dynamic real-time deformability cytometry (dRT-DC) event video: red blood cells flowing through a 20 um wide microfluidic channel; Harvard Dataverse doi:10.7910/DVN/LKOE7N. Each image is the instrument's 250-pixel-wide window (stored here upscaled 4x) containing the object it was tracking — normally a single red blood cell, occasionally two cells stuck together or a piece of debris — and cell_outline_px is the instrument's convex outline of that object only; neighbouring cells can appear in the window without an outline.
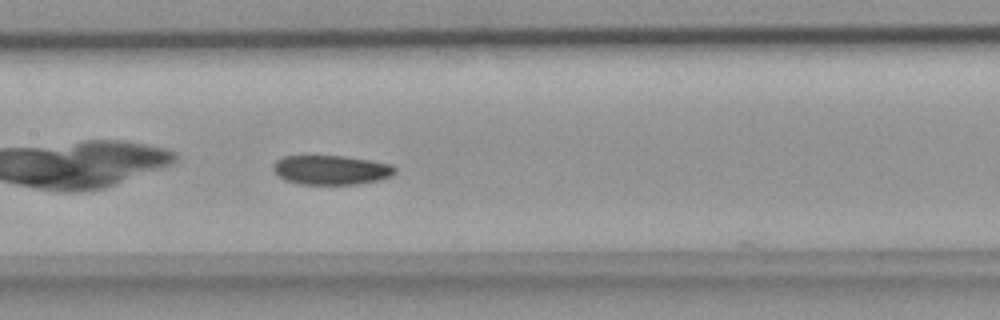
{"species": "common noctule bat (a hibernating species)", "species_latin": "Nyctalus noctula", "temperature_condition": "room temperature", "stored_images_in_passage": 44, "segment_of_instrument_passage": [1, 2], "camera_frame_rate_fps": 3000, "um_per_image_px": 0.085, "animal": {"sex": "female", "body_mass_g": 18.4}, "frame": {"image": 1, "passage_image": 21, "time_ms": 6.667, "image_size_px": [1000, 320], "cell_outline_px": [[396, 172], [392, 176], [376, 180], [356, 184], [300, 184], [284, 180], [272, 168], [272, 164], [276, 160], [284, 156], [344, 156], [392, 164], [396, 168]], "centroid_in_image_um": [28.14, 14.44], "position_along_channel_um": 179.3, "area_um2": 20.75}}
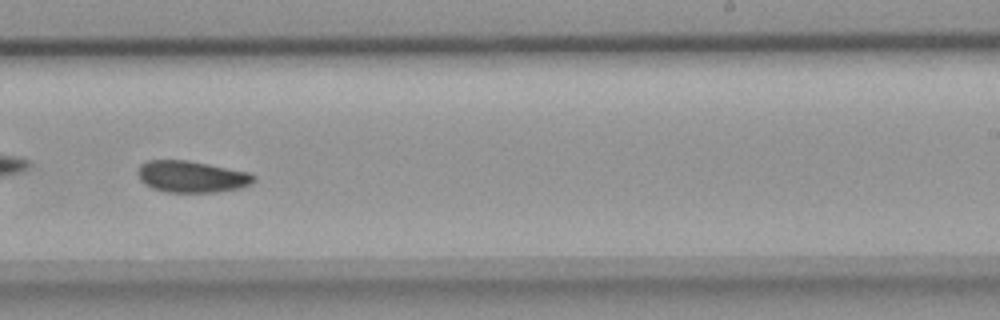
{"frame": {"image": 2, "passage_image": 27, "time_ms": 8.667, "image_size_px": [1000, 320], "cell_outline_px": [[256, 180], [252, 184], [240, 188], [216, 192], [168, 192], [152, 188], [144, 184], [140, 180], [136, 172], [140, 164], [148, 160], [188, 160], [248, 172], [256, 176]], "centroid_in_image_um": [16.28, 15.01], "position_along_channel_um": 272.7, "area_um2": 21.5}}
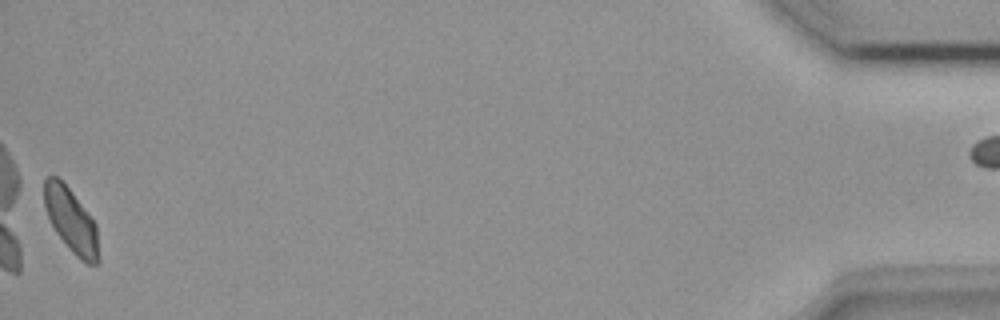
{"frame": {"image": 3, "passage_image": 43, "time_ms": 14.0, "image_size_px": [1000, 320], "cell_outline_px": [[100, 264], [88, 264], [80, 260], [72, 252], [56, 232], [48, 216], [44, 204], [44, 180], [48, 176], [56, 176], [72, 192], [96, 224], [100, 260]], "centroid_in_image_um": [6.07, 18.78], "position_along_channel_um": 429.1, "area_um2": 20.17}}